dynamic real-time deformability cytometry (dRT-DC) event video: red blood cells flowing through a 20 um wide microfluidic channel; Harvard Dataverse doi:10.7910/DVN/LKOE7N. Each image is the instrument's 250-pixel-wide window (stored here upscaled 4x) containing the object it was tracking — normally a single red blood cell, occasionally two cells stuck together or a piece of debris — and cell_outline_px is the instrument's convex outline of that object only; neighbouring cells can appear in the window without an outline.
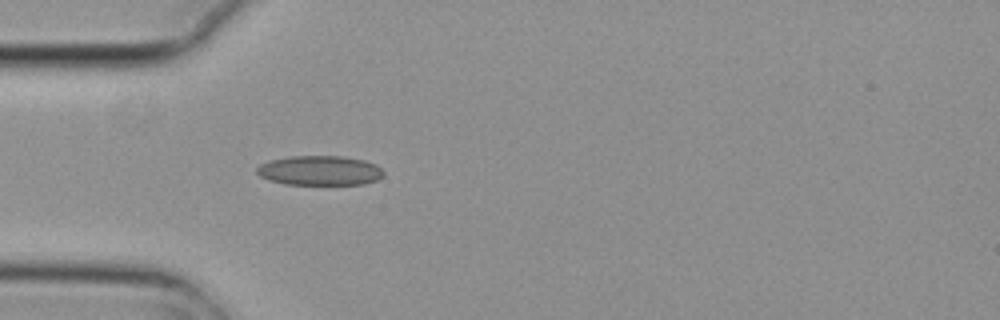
{"species": "common noctule bat (a hibernating species)", "species_latin": "Nyctalus noctula", "temperature_condition": "cold", "stored_images_in_passage": 1, "camera_frame_rate_fps": 3000, "um_per_image_px": 0.085, "animal": {"sex": "female", "body_mass_g": 29.2, "forearm_length_mm": 56.3}, "frame": {"image": 1, "passage_image": 1, "time_ms": 0.0, "image_size_px": [1000, 320], "cell_outline_px": [[384, 176], [376, 180], [364, 184], [284, 184], [268, 180], [260, 176], [256, 172], [256, 168], [260, 164], [268, 160], [288, 156], [344, 156], [364, 160], [376, 164], [384, 172]], "centroid_in_image_um": [27.16, 14.49], "position_along_channel_um": 57.8, "area_um2": 22.08}}